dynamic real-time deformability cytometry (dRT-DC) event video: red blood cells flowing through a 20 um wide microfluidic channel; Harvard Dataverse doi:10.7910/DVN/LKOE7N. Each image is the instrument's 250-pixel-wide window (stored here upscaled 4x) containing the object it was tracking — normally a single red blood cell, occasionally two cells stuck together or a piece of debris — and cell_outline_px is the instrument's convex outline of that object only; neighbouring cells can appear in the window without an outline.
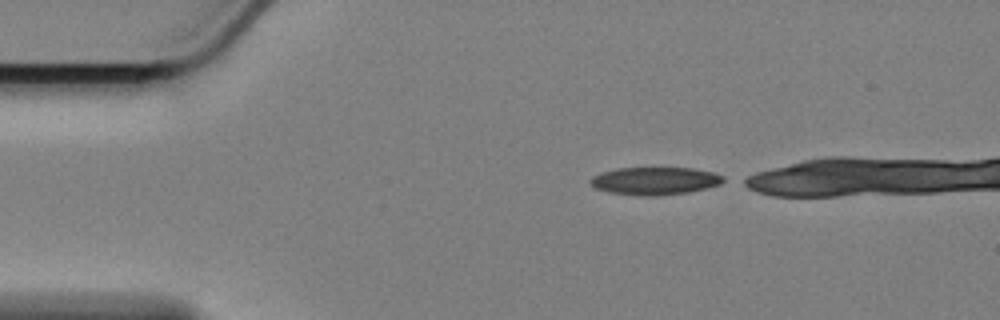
{"species": "Egyptian fruit bat (a non-hibernating species)", "species_latin": "Rousettus aegyptiacus", "temperature_condition": "cold", "stored_images_in_passage": 11, "camera_frame_rate_fps": 3000, "um_per_image_px": 0.085, "animal": {"sex": "female"}, "frame": {"image": 1, "passage_image": 1, "time_ms": 0.0, "image_size_px": [1000, 320], "cell_outline_px": [[728, 180], [720, 184], [708, 188], [688, 192], [660, 196], [640, 196], [608, 192], [596, 188], [588, 180], [592, 176], [616, 168], [692, 168], [712, 172], [724, 176]], "centroid_in_image_um": [55.7, 15.38], "position_along_channel_um": 29.3, "area_um2": 21.62}}
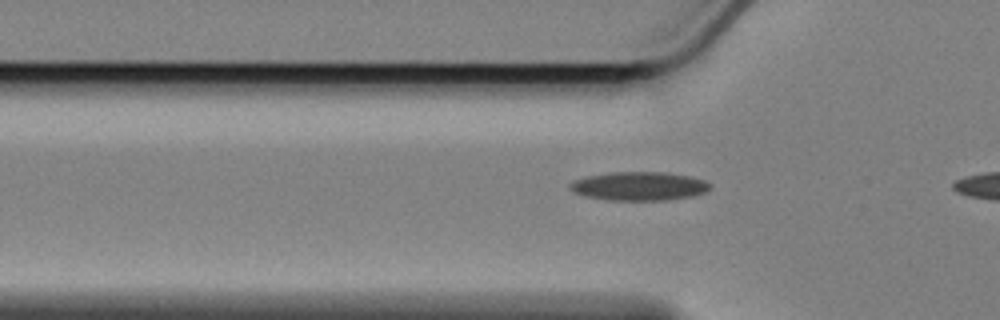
{"frame": {"image": 2, "passage_image": 9, "time_ms": 2.667, "image_size_px": [1000, 320], "cell_outline_px": [[712, 188], [704, 192], [692, 196], [668, 200], [608, 200], [588, 196], [572, 192], [568, 188], [568, 184], [576, 180], [588, 176], [612, 172], [668, 172], [688, 176], [704, 180], [712, 184]], "centroid_in_image_um": [54.34, 15.82], "position_along_channel_um": 71.5, "area_um2": 23.41}}